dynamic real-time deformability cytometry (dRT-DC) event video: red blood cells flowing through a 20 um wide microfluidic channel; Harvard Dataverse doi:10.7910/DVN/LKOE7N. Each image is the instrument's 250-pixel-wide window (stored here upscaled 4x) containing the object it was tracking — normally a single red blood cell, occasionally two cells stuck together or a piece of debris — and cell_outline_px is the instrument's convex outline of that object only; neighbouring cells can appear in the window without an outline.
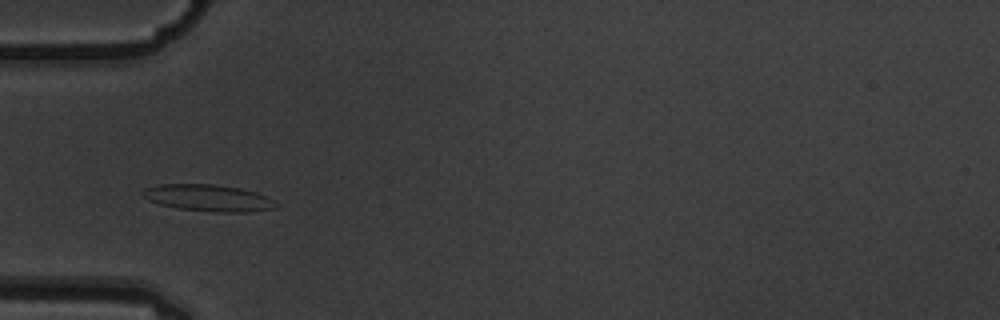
{"species": "common noctule bat (a hibernating species)", "species_latin": "Nyctalus noctula", "temperature_condition": "warm", "stored_images_in_passage": 10, "camera_frame_rate_fps": 3000, "um_per_image_px": 0.085, "animal": {"sex": "male", "body_mass_g": 19.5, "forearm_length_mm": 54.6}, "frame": {"image": 1, "passage_image": 7, "time_ms": 2.0, "image_size_px": [1000, 320], "cell_outline_px": [[276, 208], [248, 212], [216, 212], [176, 208], [160, 204], [148, 200], [140, 196], [140, 192], [144, 188], [160, 184], [216, 184], [240, 188], [256, 192], [276, 200]], "centroid_in_image_um": [17.68, 16.82], "position_along_channel_um": 67.3, "area_um2": 20.98}}
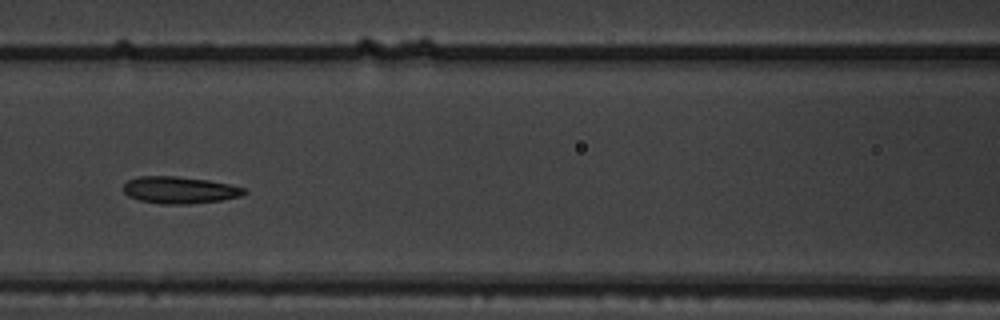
{"frame": {"image": 2, "passage_image": 9, "time_ms": 2.667, "image_size_px": [1000, 320], "cell_outline_px": [[248, 192], [240, 196], [224, 200], [188, 204], [160, 204], [140, 200], [128, 196], [124, 192], [124, 184], [128, 180], [140, 176], [176, 176], [208, 180], [228, 184], [244, 188]], "centroid_in_image_um": [15.27, 16.16], "position_along_channel_um": 151.3, "area_um2": 18.96}}
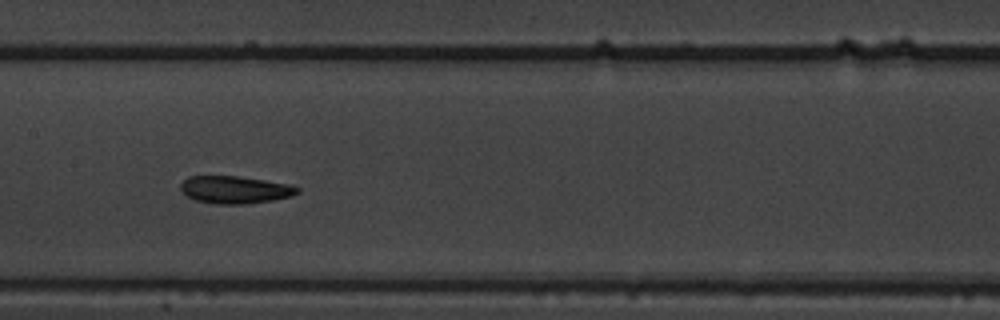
{"frame": {"image": 3, "passage_image": 10, "time_ms": 3.0, "image_size_px": [1000, 320], "cell_outline_px": [[300, 192], [292, 196], [272, 200], [248, 204], [216, 204], [196, 200], [188, 196], [180, 188], [180, 184], [188, 176], [236, 176], [264, 180], [288, 184], [300, 188]], "centroid_in_image_um": [19.99, 16.13], "position_along_channel_um": 187.4, "area_um2": 18.61}}